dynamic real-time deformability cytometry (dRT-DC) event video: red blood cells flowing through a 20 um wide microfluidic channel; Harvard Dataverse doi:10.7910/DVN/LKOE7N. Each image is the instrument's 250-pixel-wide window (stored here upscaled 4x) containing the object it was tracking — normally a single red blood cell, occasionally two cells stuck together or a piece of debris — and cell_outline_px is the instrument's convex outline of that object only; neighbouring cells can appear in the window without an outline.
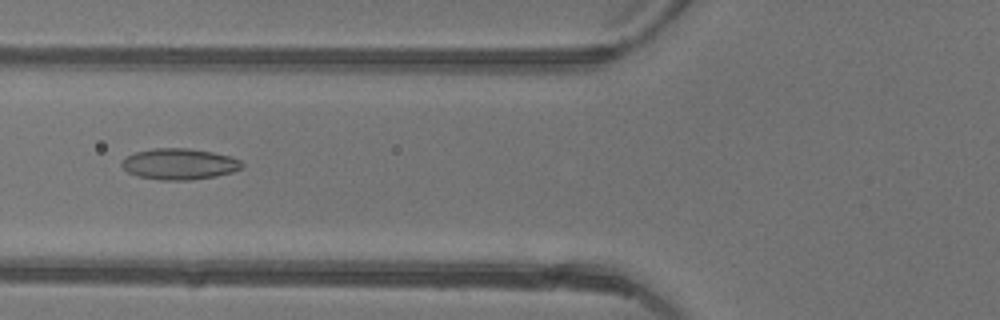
{"species": "common noctule bat (a hibernating species)", "species_latin": "Nyctalus noctula", "temperature_condition": "warm", "stored_images_in_passage": 47, "camera_frame_rate_fps": 3000, "um_per_image_px": 0.085, "animal": {"sex": "female"}, "frame": {"image": 1, "passage_image": 19, "time_ms": 6.0, "image_size_px": [1000, 320], "cell_outline_px": [[244, 168], [232, 172], [216, 176], [192, 180], [160, 180], [136, 176], [128, 172], [120, 164], [124, 156], [136, 152], [152, 148], [188, 148], [212, 152], [228, 156], [240, 160], [244, 164]], "centroid_in_image_um": [15.23, 13.94], "position_along_channel_um": 110.6, "area_um2": 21.96}}
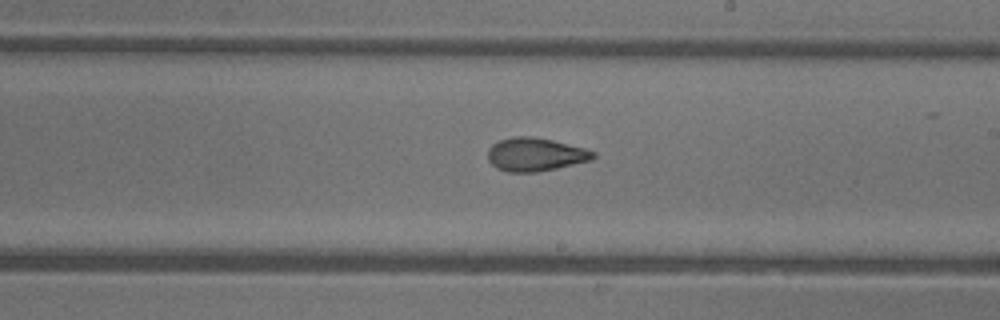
{"frame": {"image": 2, "passage_image": 28, "time_ms": 9.0, "image_size_px": [1000, 320], "cell_outline_px": [[596, 156], [592, 160], [556, 168], [536, 172], [508, 172], [496, 168], [488, 160], [488, 148], [492, 144], [500, 140], [512, 136], [532, 136], [552, 140], [584, 148], [596, 152]], "centroid_in_image_um": [45.49, 13.12], "position_along_channel_um": 243.5, "area_um2": 20.52}}
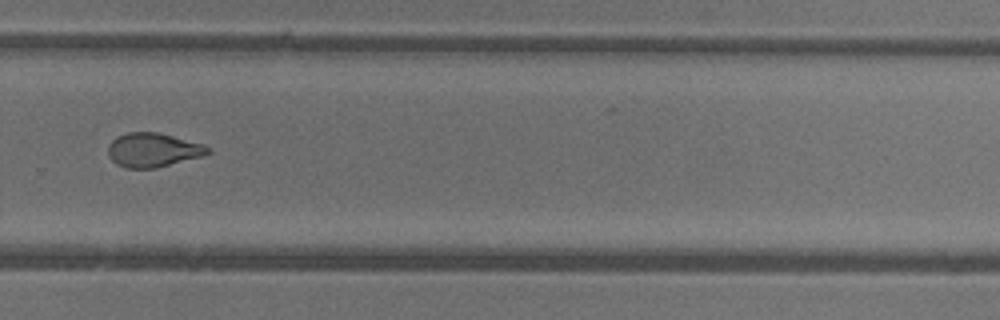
{"frame": {"image": 3, "passage_image": 33, "time_ms": 10.667, "image_size_px": [1000, 320], "cell_outline_px": [[212, 152], [204, 156], [156, 168], [128, 168], [116, 164], [108, 156], [108, 144], [116, 136], [128, 132], [156, 132], [204, 144], [212, 148]], "centroid_in_image_um": [13.02, 12.75], "position_along_channel_um": 316.8, "area_um2": 20.0}, "authors_computed_cell_mechanics": {"area_um2": 21.1548, "velocity_mm_per_s": 4.4213, "shape_relaxation_time_tau1_ms": null, "shape_relaxation_time_tau2_ms": 1.557, "deformation_change_tau1": null, "deformation_change_tau2": 0.0887}}